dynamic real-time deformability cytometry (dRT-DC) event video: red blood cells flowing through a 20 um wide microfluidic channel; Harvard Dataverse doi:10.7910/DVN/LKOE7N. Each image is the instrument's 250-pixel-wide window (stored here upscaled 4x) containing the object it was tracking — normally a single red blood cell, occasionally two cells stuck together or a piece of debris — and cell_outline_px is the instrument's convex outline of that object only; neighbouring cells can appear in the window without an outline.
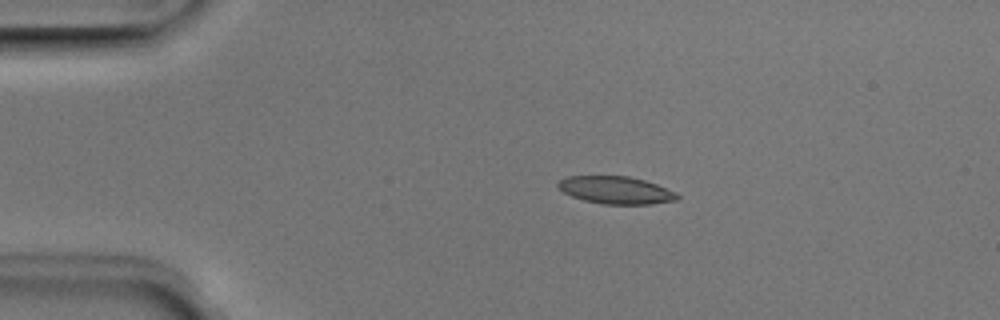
{"species": "Egyptian fruit bat (a non-hibernating species)", "species_latin": "Rousettus aegyptiacus", "temperature_condition": "room temperature", "stored_images_in_passage": 5, "camera_frame_rate_fps": 3000, "um_per_image_px": 0.085, "animal": {"sex": "male"}, "frame": {"image": 1, "passage_image": 2, "time_ms": 0.333, "image_size_px": [1000, 320], "cell_outline_px": [[680, 200], [652, 204], [604, 204], [584, 200], [572, 196], [564, 192], [556, 184], [560, 180], [568, 176], [628, 176], [644, 180], [656, 184], [676, 192], [680, 196]], "centroid_in_image_um": [52.39, 16.16], "position_along_channel_um": 32.6, "area_um2": 19.07}}
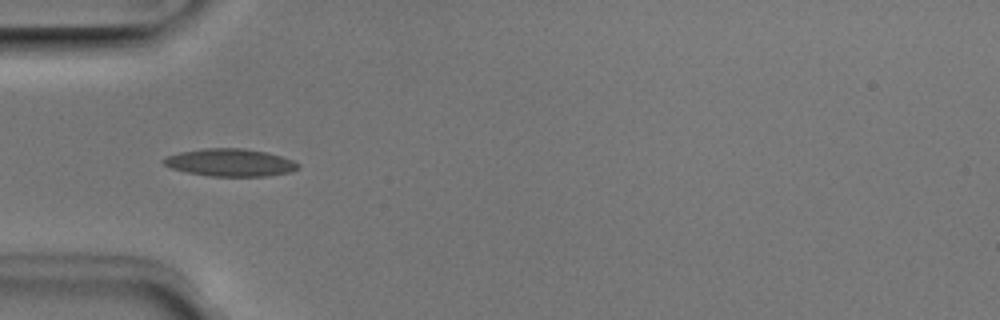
{"frame": {"image": 2, "passage_image": 4, "time_ms": 1.0, "image_size_px": [1000, 320], "cell_outline_px": [[300, 168], [292, 172], [264, 176], [212, 176], [188, 172], [172, 168], [164, 164], [160, 160], [164, 156], [180, 152], [204, 148], [244, 148], [268, 152], [292, 160], [300, 164]], "centroid_in_image_um": [19.57, 13.81], "position_along_channel_um": 65.4, "area_um2": 21.68}}